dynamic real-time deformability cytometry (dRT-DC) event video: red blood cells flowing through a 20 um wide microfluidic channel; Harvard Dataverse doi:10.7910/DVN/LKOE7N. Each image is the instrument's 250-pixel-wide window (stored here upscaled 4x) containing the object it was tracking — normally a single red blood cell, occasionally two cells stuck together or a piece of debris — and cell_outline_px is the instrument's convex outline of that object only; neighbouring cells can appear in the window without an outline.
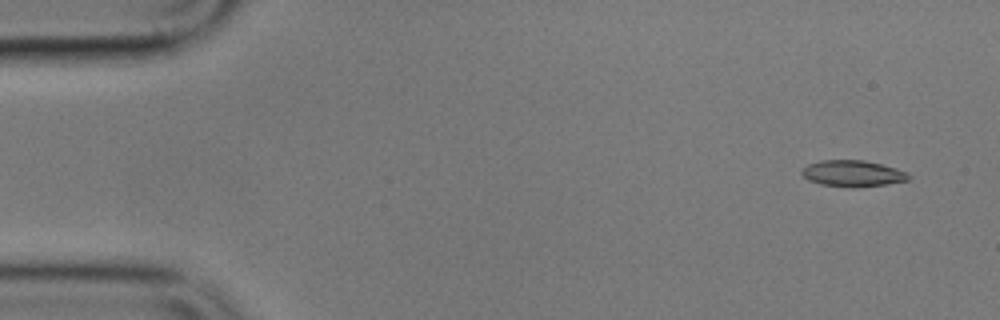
{"species": "common noctule bat (a hibernating species)", "species_latin": "Nyctalus noctula", "temperature_condition": "cold", "stored_images_in_passage": 4, "camera_frame_rate_fps": 3000, "um_per_image_px": 0.085, "animal": {"sex": "male", "body_mass_g": 17.9}, "frame": {"image": 1, "passage_image": 1, "time_ms": 0.0, "image_size_px": [1000, 320], "cell_outline_px": [[912, 176], [908, 180], [884, 184], [856, 188], [852, 188], [820, 184], [808, 180], [800, 172], [808, 164], [820, 160], [864, 160], [896, 168], [908, 172]], "centroid_in_image_um": [72.48, 14.75], "position_along_channel_um": 12.5, "area_um2": 16.42}}
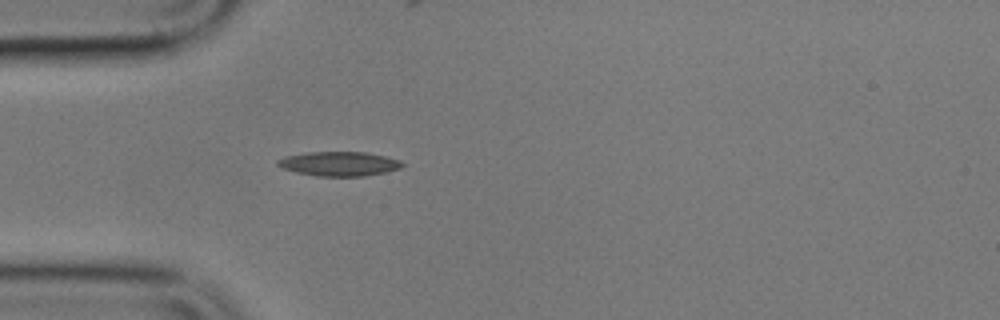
{"frame": {"image": 2, "passage_image": 4, "time_ms": 4.333, "image_size_px": [1000, 320], "cell_outline_px": [[404, 164], [400, 168], [388, 172], [364, 176], [316, 176], [296, 172], [284, 168], [276, 164], [276, 160], [284, 156], [308, 152], [364, 152], [384, 156], [400, 160]], "centroid_in_image_um": [28.82, 13.92], "position_along_channel_um": 56.2, "area_um2": 17.69}}